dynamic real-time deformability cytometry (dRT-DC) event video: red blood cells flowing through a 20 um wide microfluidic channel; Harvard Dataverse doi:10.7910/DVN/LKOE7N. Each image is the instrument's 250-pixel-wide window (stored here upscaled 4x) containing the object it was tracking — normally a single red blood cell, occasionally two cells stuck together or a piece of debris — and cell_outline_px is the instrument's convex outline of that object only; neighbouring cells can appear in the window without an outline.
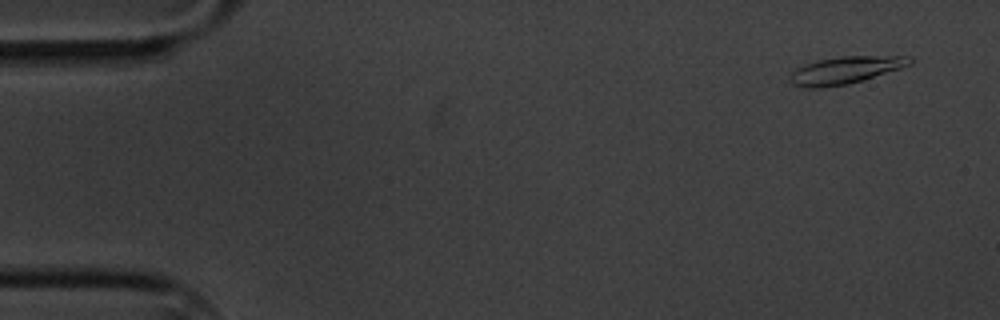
{"species": "common noctule bat (a hibernating species)", "species_latin": "Nyctalus noctula", "temperature_condition": "cold", "stored_images_in_passage": 6, "camera_frame_rate_fps": 3000, "um_per_image_px": 0.085, "animal": {"sex": "male", "body_mass_g": 20.1, "forearm_length_mm": 53.5}, "frame": {"image": 1, "passage_image": 1, "time_ms": 0.0, "image_size_px": [1000, 320], "cell_outline_px": [[912, 64], [864, 80], [848, 84], [820, 88], [804, 88], [792, 84], [788, 76], [796, 68], [804, 64], [816, 60], [840, 56], [912, 56]], "centroid_in_image_um": [71.82, 5.96], "position_along_channel_um": 13.2, "area_um2": 19.25}}
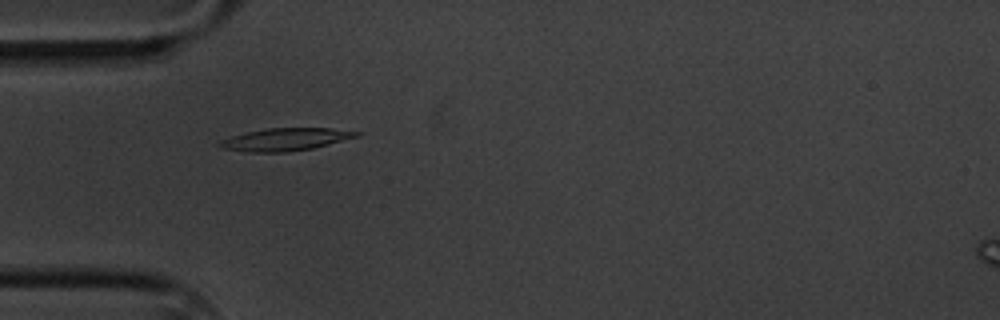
{"frame": {"image": 2, "passage_image": 5, "time_ms": 4.667, "image_size_px": [1000, 320], "cell_outline_px": [[360, 136], [312, 148], [288, 152], [248, 152], [220, 148], [216, 144], [220, 140], [232, 136], [248, 132], [268, 128], [332, 128], [360, 132]], "centroid_in_image_um": [24.23, 11.85], "position_along_channel_um": 60.8, "area_um2": 17.92}}
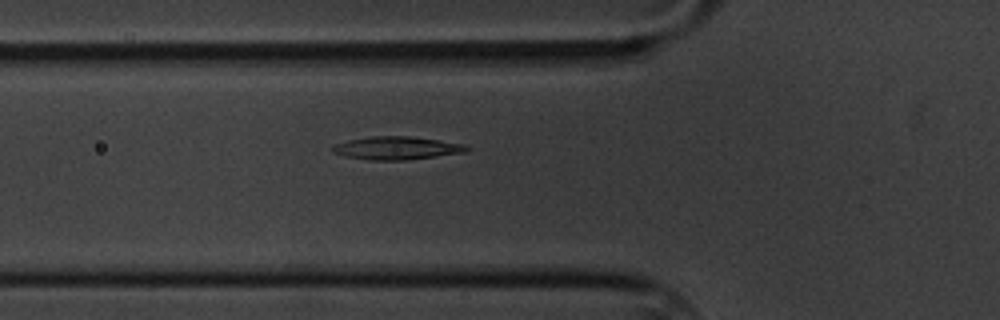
{"frame": {"image": 3, "passage_image": 6, "time_ms": 5.667, "image_size_px": [1000, 320], "cell_outline_px": [[468, 148], [464, 152], [408, 160], [368, 160], [344, 156], [332, 152], [328, 148], [332, 144], [348, 140], [372, 136], [408, 136], [440, 140], [464, 144]], "centroid_in_image_um": [33.62, 12.58], "position_along_channel_um": 92.2, "area_um2": 18.09}}